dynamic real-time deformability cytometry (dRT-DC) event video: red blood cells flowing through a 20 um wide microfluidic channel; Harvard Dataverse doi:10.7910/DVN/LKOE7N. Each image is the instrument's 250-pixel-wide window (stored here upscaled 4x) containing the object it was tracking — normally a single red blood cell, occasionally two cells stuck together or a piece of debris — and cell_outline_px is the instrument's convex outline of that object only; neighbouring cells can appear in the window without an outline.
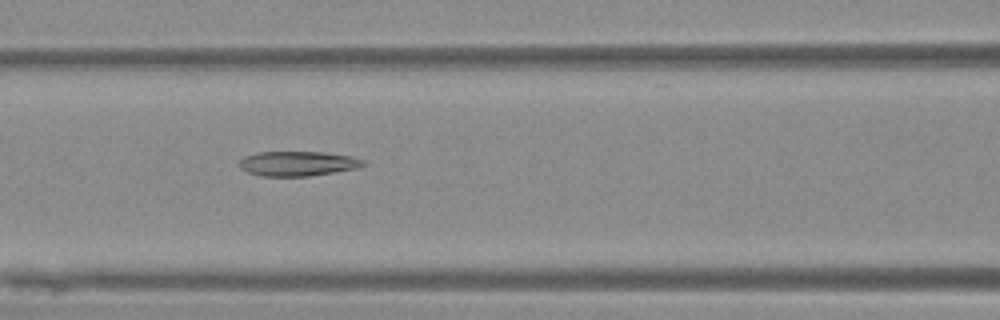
{"species": "Egyptian fruit bat (a non-hibernating species)", "species_latin": "Rousettus aegyptiacus", "temperature_condition": "warm", "stored_images_in_passage": 9, "camera_frame_rate_fps": 3000, "um_per_image_px": 0.085, "animal": {"sex": "female"}, "frame": {"image": 1, "passage_image": 6, "time_ms": 7.0, "image_size_px": [1000, 320], "cell_outline_px": [[368, 164], [356, 168], [308, 176], [264, 176], [248, 172], [240, 168], [240, 160], [244, 156], [256, 152], [324, 152], [352, 156], [364, 160]], "centroid_in_image_um": [25.32, 13.89], "position_along_channel_um": 141.3, "area_um2": 17.8}}
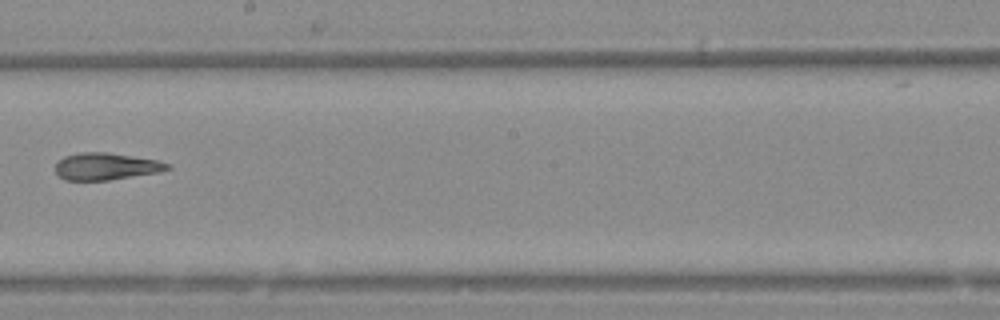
{"frame": {"image": 2, "passage_image": 8, "time_ms": 9.667, "image_size_px": [1000, 320], "cell_outline_px": [[172, 168], [156, 172], [108, 180], [64, 180], [56, 172], [56, 164], [64, 156], [80, 152], [108, 152], [156, 160], [168, 164]], "centroid_in_image_um": [8.97, 14.13], "position_along_channel_um": 239.2, "area_um2": 17.34}}
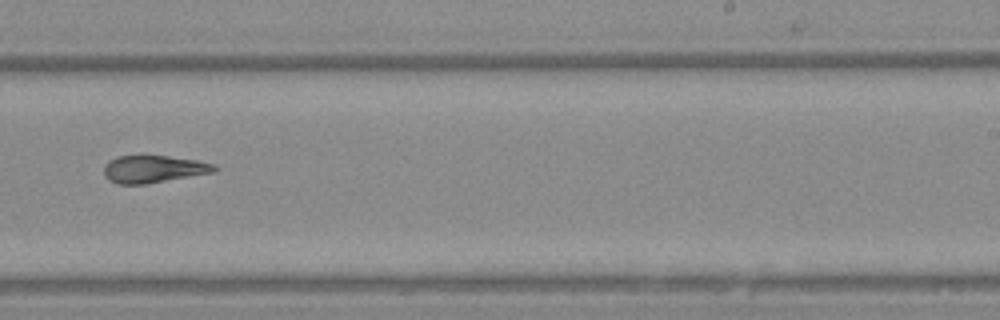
{"frame": {"image": 3, "passage_image": 9, "time_ms": 10.667, "image_size_px": [1000, 320], "cell_outline_px": [[216, 168], [212, 172], [148, 184], [116, 184], [108, 180], [104, 176], [104, 164], [108, 160], [116, 156], [168, 156], [196, 160], [212, 164]], "centroid_in_image_um": [12.95, 14.38], "position_along_channel_um": 276.1, "area_um2": 17.51}}